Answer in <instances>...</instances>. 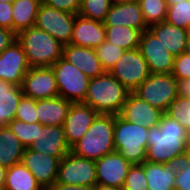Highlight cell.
Returning a JSON list of instances; mask_svg holds the SVG:
<instances>
[{
  "label": "cell",
  "instance_id": "cell-23",
  "mask_svg": "<svg viewBox=\"0 0 190 190\" xmlns=\"http://www.w3.org/2000/svg\"><path fill=\"white\" fill-rule=\"evenodd\" d=\"M148 190H175L176 165L143 162Z\"/></svg>",
  "mask_w": 190,
  "mask_h": 190
},
{
  "label": "cell",
  "instance_id": "cell-42",
  "mask_svg": "<svg viewBox=\"0 0 190 190\" xmlns=\"http://www.w3.org/2000/svg\"><path fill=\"white\" fill-rule=\"evenodd\" d=\"M16 40L17 35L13 31L0 28V54Z\"/></svg>",
  "mask_w": 190,
  "mask_h": 190
},
{
  "label": "cell",
  "instance_id": "cell-12",
  "mask_svg": "<svg viewBox=\"0 0 190 190\" xmlns=\"http://www.w3.org/2000/svg\"><path fill=\"white\" fill-rule=\"evenodd\" d=\"M24 96L35 100L58 97V87L51 67H30L22 85Z\"/></svg>",
  "mask_w": 190,
  "mask_h": 190
},
{
  "label": "cell",
  "instance_id": "cell-51",
  "mask_svg": "<svg viewBox=\"0 0 190 190\" xmlns=\"http://www.w3.org/2000/svg\"><path fill=\"white\" fill-rule=\"evenodd\" d=\"M189 159H190V142H189V147H188V156H187Z\"/></svg>",
  "mask_w": 190,
  "mask_h": 190
},
{
  "label": "cell",
  "instance_id": "cell-45",
  "mask_svg": "<svg viewBox=\"0 0 190 190\" xmlns=\"http://www.w3.org/2000/svg\"><path fill=\"white\" fill-rule=\"evenodd\" d=\"M7 168L0 165V186L5 185Z\"/></svg>",
  "mask_w": 190,
  "mask_h": 190
},
{
  "label": "cell",
  "instance_id": "cell-41",
  "mask_svg": "<svg viewBox=\"0 0 190 190\" xmlns=\"http://www.w3.org/2000/svg\"><path fill=\"white\" fill-rule=\"evenodd\" d=\"M0 28L12 31V4L0 2Z\"/></svg>",
  "mask_w": 190,
  "mask_h": 190
},
{
  "label": "cell",
  "instance_id": "cell-16",
  "mask_svg": "<svg viewBox=\"0 0 190 190\" xmlns=\"http://www.w3.org/2000/svg\"><path fill=\"white\" fill-rule=\"evenodd\" d=\"M30 65L21 43L16 40L0 54V79L21 86Z\"/></svg>",
  "mask_w": 190,
  "mask_h": 190
},
{
  "label": "cell",
  "instance_id": "cell-11",
  "mask_svg": "<svg viewBox=\"0 0 190 190\" xmlns=\"http://www.w3.org/2000/svg\"><path fill=\"white\" fill-rule=\"evenodd\" d=\"M138 49L151 73L171 74L175 56L149 29L142 32Z\"/></svg>",
  "mask_w": 190,
  "mask_h": 190
},
{
  "label": "cell",
  "instance_id": "cell-25",
  "mask_svg": "<svg viewBox=\"0 0 190 190\" xmlns=\"http://www.w3.org/2000/svg\"><path fill=\"white\" fill-rule=\"evenodd\" d=\"M23 95L21 86L0 79V127L7 126L15 119Z\"/></svg>",
  "mask_w": 190,
  "mask_h": 190
},
{
  "label": "cell",
  "instance_id": "cell-7",
  "mask_svg": "<svg viewBox=\"0 0 190 190\" xmlns=\"http://www.w3.org/2000/svg\"><path fill=\"white\" fill-rule=\"evenodd\" d=\"M134 93L165 113L170 103L178 97L177 79L172 74L151 73Z\"/></svg>",
  "mask_w": 190,
  "mask_h": 190
},
{
  "label": "cell",
  "instance_id": "cell-44",
  "mask_svg": "<svg viewBox=\"0 0 190 190\" xmlns=\"http://www.w3.org/2000/svg\"><path fill=\"white\" fill-rule=\"evenodd\" d=\"M177 93L180 96L190 98V78L177 80Z\"/></svg>",
  "mask_w": 190,
  "mask_h": 190
},
{
  "label": "cell",
  "instance_id": "cell-10",
  "mask_svg": "<svg viewBox=\"0 0 190 190\" xmlns=\"http://www.w3.org/2000/svg\"><path fill=\"white\" fill-rule=\"evenodd\" d=\"M76 14L57 10L41 3L35 27L47 32L63 46L70 44Z\"/></svg>",
  "mask_w": 190,
  "mask_h": 190
},
{
  "label": "cell",
  "instance_id": "cell-43",
  "mask_svg": "<svg viewBox=\"0 0 190 190\" xmlns=\"http://www.w3.org/2000/svg\"><path fill=\"white\" fill-rule=\"evenodd\" d=\"M49 190H95V186L65 185V184L55 183Z\"/></svg>",
  "mask_w": 190,
  "mask_h": 190
},
{
  "label": "cell",
  "instance_id": "cell-2",
  "mask_svg": "<svg viewBox=\"0 0 190 190\" xmlns=\"http://www.w3.org/2000/svg\"><path fill=\"white\" fill-rule=\"evenodd\" d=\"M129 93L110 72L105 71L95 78H90L82 103L89 105L98 114L119 115Z\"/></svg>",
  "mask_w": 190,
  "mask_h": 190
},
{
  "label": "cell",
  "instance_id": "cell-14",
  "mask_svg": "<svg viewBox=\"0 0 190 190\" xmlns=\"http://www.w3.org/2000/svg\"><path fill=\"white\" fill-rule=\"evenodd\" d=\"M28 148L57 158H63L71 151L63 126H48L39 122H37V135Z\"/></svg>",
  "mask_w": 190,
  "mask_h": 190
},
{
  "label": "cell",
  "instance_id": "cell-39",
  "mask_svg": "<svg viewBox=\"0 0 190 190\" xmlns=\"http://www.w3.org/2000/svg\"><path fill=\"white\" fill-rule=\"evenodd\" d=\"M171 74L177 79L190 78V56L186 53H181L174 58V64Z\"/></svg>",
  "mask_w": 190,
  "mask_h": 190
},
{
  "label": "cell",
  "instance_id": "cell-40",
  "mask_svg": "<svg viewBox=\"0 0 190 190\" xmlns=\"http://www.w3.org/2000/svg\"><path fill=\"white\" fill-rule=\"evenodd\" d=\"M42 2L57 10L72 14H79L82 4V0H42Z\"/></svg>",
  "mask_w": 190,
  "mask_h": 190
},
{
  "label": "cell",
  "instance_id": "cell-15",
  "mask_svg": "<svg viewBox=\"0 0 190 190\" xmlns=\"http://www.w3.org/2000/svg\"><path fill=\"white\" fill-rule=\"evenodd\" d=\"M97 184L123 188L132 165L118 151H113L95 161Z\"/></svg>",
  "mask_w": 190,
  "mask_h": 190
},
{
  "label": "cell",
  "instance_id": "cell-32",
  "mask_svg": "<svg viewBox=\"0 0 190 190\" xmlns=\"http://www.w3.org/2000/svg\"><path fill=\"white\" fill-rule=\"evenodd\" d=\"M165 114L177 120L178 123L188 130V134L190 135V98L178 95L170 103Z\"/></svg>",
  "mask_w": 190,
  "mask_h": 190
},
{
  "label": "cell",
  "instance_id": "cell-29",
  "mask_svg": "<svg viewBox=\"0 0 190 190\" xmlns=\"http://www.w3.org/2000/svg\"><path fill=\"white\" fill-rule=\"evenodd\" d=\"M142 31L127 26H105V40L126 50L139 48Z\"/></svg>",
  "mask_w": 190,
  "mask_h": 190
},
{
  "label": "cell",
  "instance_id": "cell-6",
  "mask_svg": "<svg viewBox=\"0 0 190 190\" xmlns=\"http://www.w3.org/2000/svg\"><path fill=\"white\" fill-rule=\"evenodd\" d=\"M58 87V96L72 103L83 102L90 78L62 57L51 66Z\"/></svg>",
  "mask_w": 190,
  "mask_h": 190
},
{
  "label": "cell",
  "instance_id": "cell-35",
  "mask_svg": "<svg viewBox=\"0 0 190 190\" xmlns=\"http://www.w3.org/2000/svg\"><path fill=\"white\" fill-rule=\"evenodd\" d=\"M7 126L26 148L32 144L37 135V123L30 124L14 119Z\"/></svg>",
  "mask_w": 190,
  "mask_h": 190
},
{
  "label": "cell",
  "instance_id": "cell-4",
  "mask_svg": "<svg viewBox=\"0 0 190 190\" xmlns=\"http://www.w3.org/2000/svg\"><path fill=\"white\" fill-rule=\"evenodd\" d=\"M30 67H51L62 57L63 45L47 32L33 26L17 35Z\"/></svg>",
  "mask_w": 190,
  "mask_h": 190
},
{
  "label": "cell",
  "instance_id": "cell-52",
  "mask_svg": "<svg viewBox=\"0 0 190 190\" xmlns=\"http://www.w3.org/2000/svg\"><path fill=\"white\" fill-rule=\"evenodd\" d=\"M0 190H6L4 186H0Z\"/></svg>",
  "mask_w": 190,
  "mask_h": 190
},
{
  "label": "cell",
  "instance_id": "cell-1",
  "mask_svg": "<svg viewBox=\"0 0 190 190\" xmlns=\"http://www.w3.org/2000/svg\"><path fill=\"white\" fill-rule=\"evenodd\" d=\"M189 142L188 130L163 113L159 124L148 129L145 161L175 164L178 160L187 158Z\"/></svg>",
  "mask_w": 190,
  "mask_h": 190
},
{
  "label": "cell",
  "instance_id": "cell-26",
  "mask_svg": "<svg viewBox=\"0 0 190 190\" xmlns=\"http://www.w3.org/2000/svg\"><path fill=\"white\" fill-rule=\"evenodd\" d=\"M41 3L42 0H15L12 3V31L16 35L35 25Z\"/></svg>",
  "mask_w": 190,
  "mask_h": 190
},
{
  "label": "cell",
  "instance_id": "cell-49",
  "mask_svg": "<svg viewBox=\"0 0 190 190\" xmlns=\"http://www.w3.org/2000/svg\"><path fill=\"white\" fill-rule=\"evenodd\" d=\"M182 0H165L167 6L181 2ZM184 1V0H183Z\"/></svg>",
  "mask_w": 190,
  "mask_h": 190
},
{
  "label": "cell",
  "instance_id": "cell-13",
  "mask_svg": "<svg viewBox=\"0 0 190 190\" xmlns=\"http://www.w3.org/2000/svg\"><path fill=\"white\" fill-rule=\"evenodd\" d=\"M61 159L33 151L27 147L21 163L35 176L44 190H49L57 181Z\"/></svg>",
  "mask_w": 190,
  "mask_h": 190
},
{
  "label": "cell",
  "instance_id": "cell-3",
  "mask_svg": "<svg viewBox=\"0 0 190 190\" xmlns=\"http://www.w3.org/2000/svg\"><path fill=\"white\" fill-rule=\"evenodd\" d=\"M114 124L115 115L98 114L84 136L71 147V152L96 161L115 151Z\"/></svg>",
  "mask_w": 190,
  "mask_h": 190
},
{
  "label": "cell",
  "instance_id": "cell-5",
  "mask_svg": "<svg viewBox=\"0 0 190 190\" xmlns=\"http://www.w3.org/2000/svg\"><path fill=\"white\" fill-rule=\"evenodd\" d=\"M148 127L131 123L115 115L114 146L131 164H142L147 150Z\"/></svg>",
  "mask_w": 190,
  "mask_h": 190
},
{
  "label": "cell",
  "instance_id": "cell-50",
  "mask_svg": "<svg viewBox=\"0 0 190 190\" xmlns=\"http://www.w3.org/2000/svg\"><path fill=\"white\" fill-rule=\"evenodd\" d=\"M15 0H0V2H7V3H10L12 4Z\"/></svg>",
  "mask_w": 190,
  "mask_h": 190
},
{
  "label": "cell",
  "instance_id": "cell-33",
  "mask_svg": "<svg viewBox=\"0 0 190 190\" xmlns=\"http://www.w3.org/2000/svg\"><path fill=\"white\" fill-rule=\"evenodd\" d=\"M111 5V0H82L79 15L91 20L103 22Z\"/></svg>",
  "mask_w": 190,
  "mask_h": 190
},
{
  "label": "cell",
  "instance_id": "cell-27",
  "mask_svg": "<svg viewBox=\"0 0 190 190\" xmlns=\"http://www.w3.org/2000/svg\"><path fill=\"white\" fill-rule=\"evenodd\" d=\"M25 146L8 126L0 127V165L5 168L21 163Z\"/></svg>",
  "mask_w": 190,
  "mask_h": 190
},
{
  "label": "cell",
  "instance_id": "cell-48",
  "mask_svg": "<svg viewBox=\"0 0 190 190\" xmlns=\"http://www.w3.org/2000/svg\"><path fill=\"white\" fill-rule=\"evenodd\" d=\"M112 4H122V3H130V2H135L138 0H111Z\"/></svg>",
  "mask_w": 190,
  "mask_h": 190
},
{
  "label": "cell",
  "instance_id": "cell-24",
  "mask_svg": "<svg viewBox=\"0 0 190 190\" xmlns=\"http://www.w3.org/2000/svg\"><path fill=\"white\" fill-rule=\"evenodd\" d=\"M148 29L161 40L174 56L184 52L189 30L171 25L166 21L151 25Z\"/></svg>",
  "mask_w": 190,
  "mask_h": 190
},
{
  "label": "cell",
  "instance_id": "cell-20",
  "mask_svg": "<svg viewBox=\"0 0 190 190\" xmlns=\"http://www.w3.org/2000/svg\"><path fill=\"white\" fill-rule=\"evenodd\" d=\"M103 23L104 26H127L142 32L148 29L138 1L112 4Z\"/></svg>",
  "mask_w": 190,
  "mask_h": 190
},
{
  "label": "cell",
  "instance_id": "cell-38",
  "mask_svg": "<svg viewBox=\"0 0 190 190\" xmlns=\"http://www.w3.org/2000/svg\"><path fill=\"white\" fill-rule=\"evenodd\" d=\"M175 190H190V159L184 158L176 163Z\"/></svg>",
  "mask_w": 190,
  "mask_h": 190
},
{
  "label": "cell",
  "instance_id": "cell-8",
  "mask_svg": "<svg viewBox=\"0 0 190 190\" xmlns=\"http://www.w3.org/2000/svg\"><path fill=\"white\" fill-rule=\"evenodd\" d=\"M109 72L130 92H134L151 75L138 48L126 50Z\"/></svg>",
  "mask_w": 190,
  "mask_h": 190
},
{
  "label": "cell",
  "instance_id": "cell-28",
  "mask_svg": "<svg viewBox=\"0 0 190 190\" xmlns=\"http://www.w3.org/2000/svg\"><path fill=\"white\" fill-rule=\"evenodd\" d=\"M4 187L6 190H44L22 163L7 168Z\"/></svg>",
  "mask_w": 190,
  "mask_h": 190
},
{
  "label": "cell",
  "instance_id": "cell-17",
  "mask_svg": "<svg viewBox=\"0 0 190 190\" xmlns=\"http://www.w3.org/2000/svg\"><path fill=\"white\" fill-rule=\"evenodd\" d=\"M97 115L94 109L82 102L71 104L63 125L70 148L84 136Z\"/></svg>",
  "mask_w": 190,
  "mask_h": 190
},
{
  "label": "cell",
  "instance_id": "cell-9",
  "mask_svg": "<svg viewBox=\"0 0 190 190\" xmlns=\"http://www.w3.org/2000/svg\"><path fill=\"white\" fill-rule=\"evenodd\" d=\"M56 183L95 186L97 184L95 161L77 156L70 151L60 160Z\"/></svg>",
  "mask_w": 190,
  "mask_h": 190
},
{
  "label": "cell",
  "instance_id": "cell-46",
  "mask_svg": "<svg viewBox=\"0 0 190 190\" xmlns=\"http://www.w3.org/2000/svg\"><path fill=\"white\" fill-rule=\"evenodd\" d=\"M95 190H123L122 188L113 187V186H106L102 184H96Z\"/></svg>",
  "mask_w": 190,
  "mask_h": 190
},
{
  "label": "cell",
  "instance_id": "cell-21",
  "mask_svg": "<svg viewBox=\"0 0 190 190\" xmlns=\"http://www.w3.org/2000/svg\"><path fill=\"white\" fill-rule=\"evenodd\" d=\"M62 58L73 64L89 78H95L105 72L94 48L72 44L64 45Z\"/></svg>",
  "mask_w": 190,
  "mask_h": 190
},
{
  "label": "cell",
  "instance_id": "cell-34",
  "mask_svg": "<svg viewBox=\"0 0 190 190\" xmlns=\"http://www.w3.org/2000/svg\"><path fill=\"white\" fill-rule=\"evenodd\" d=\"M96 54L100 60V63L105 71H110L115 63L120 59L125 52L120 46H115L108 41H104L98 47L95 48Z\"/></svg>",
  "mask_w": 190,
  "mask_h": 190
},
{
  "label": "cell",
  "instance_id": "cell-47",
  "mask_svg": "<svg viewBox=\"0 0 190 190\" xmlns=\"http://www.w3.org/2000/svg\"><path fill=\"white\" fill-rule=\"evenodd\" d=\"M183 53H186L187 55L190 56V31H189L187 39H186V44H185Z\"/></svg>",
  "mask_w": 190,
  "mask_h": 190
},
{
  "label": "cell",
  "instance_id": "cell-19",
  "mask_svg": "<svg viewBox=\"0 0 190 190\" xmlns=\"http://www.w3.org/2000/svg\"><path fill=\"white\" fill-rule=\"evenodd\" d=\"M104 41L105 26L102 21L76 14L70 44L95 49Z\"/></svg>",
  "mask_w": 190,
  "mask_h": 190
},
{
  "label": "cell",
  "instance_id": "cell-30",
  "mask_svg": "<svg viewBox=\"0 0 190 190\" xmlns=\"http://www.w3.org/2000/svg\"><path fill=\"white\" fill-rule=\"evenodd\" d=\"M138 2L148 27L166 20L168 6L165 0H138Z\"/></svg>",
  "mask_w": 190,
  "mask_h": 190
},
{
  "label": "cell",
  "instance_id": "cell-31",
  "mask_svg": "<svg viewBox=\"0 0 190 190\" xmlns=\"http://www.w3.org/2000/svg\"><path fill=\"white\" fill-rule=\"evenodd\" d=\"M167 23L190 31V0H182L167 8Z\"/></svg>",
  "mask_w": 190,
  "mask_h": 190
},
{
  "label": "cell",
  "instance_id": "cell-18",
  "mask_svg": "<svg viewBox=\"0 0 190 190\" xmlns=\"http://www.w3.org/2000/svg\"><path fill=\"white\" fill-rule=\"evenodd\" d=\"M119 115L131 123L150 128L159 124L163 112L130 92Z\"/></svg>",
  "mask_w": 190,
  "mask_h": 190
},
{
  "label": "cell",
  "instance_id": "cell-36",
  "mask_svg": "<svg viewBox=\"0 0 190 190\" xmlns=\"http://www.w3.org/2000/svg\"><path fill=\"white\" fill-rule=\"evenodd\" d=\"M123 190H148L147 179L142 164H132L126 176Z\"/></svg>",
  "mask_w": 190,
  "mask_h": 190
},
{
  "label": "cell",
  "instance_id": "cell-22",
  "mask_svg": "<svg viewBox=\"0 0 190 190\" xmlns=\"http://www.w3.org/2000/svg\"><path fill=\"white\" fill-rule=\"evenodd\" d=\"M72 102L62 97L36 100L39 123L42 125L63 126Z\"/></svg>",
  "mask_w": 190,
  "mask_h": 190
},
{
  "label": "cell",
  "instance_id": "cell-37",
  "mask_svg": "<svg viewBox=\"0 0 190 190\" xmlns=\"http://www.w3.org/2000/svg\"><path fill=\"white\" fill-rule=\"evenodd\" d=\"M15 119L30 124L39 122L36 109V100L23 95L19 101Z\"/></svg>",
  "mask_w": 190,
  "mask_h": 190
}]
</instances>
